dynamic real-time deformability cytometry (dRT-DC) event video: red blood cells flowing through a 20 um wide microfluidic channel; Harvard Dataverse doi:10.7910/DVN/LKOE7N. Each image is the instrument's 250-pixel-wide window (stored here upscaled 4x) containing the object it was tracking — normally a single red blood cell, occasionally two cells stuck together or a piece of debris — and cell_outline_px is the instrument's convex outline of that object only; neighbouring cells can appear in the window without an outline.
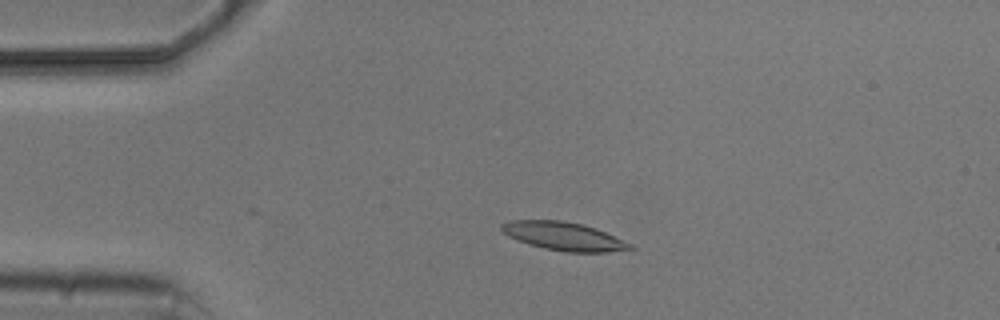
{"species": "common noctule bat (a hibernating species)", "species_latin": "Nyctalus noctula", "temperature_condition": "cold", "stored_images_in_passage": 4, "camera_frame_rate_fps": 3000, "um_per_image_px": 0.085, "animal": {"sex": "male", "body_mass_g": 20.5, "forearm_length_mm": 52.5}, "frame": {"image": 1, "passage_image": 3, "time_ms": 2.333, "image_size_px": [1000, 320], "cell_outline_px": [[636, 248], [608, 252], [564, 252], [544, 248], [528, 244], [508, 236], [500, 228], [500, 224], [512, 220], [560, 220], [580, 224], [596, 228], [632, 244]], "centroid_in_image_um": [47.91, 20.08], "position_along_channel_um": 37.1, "area_um2": 21.1}}